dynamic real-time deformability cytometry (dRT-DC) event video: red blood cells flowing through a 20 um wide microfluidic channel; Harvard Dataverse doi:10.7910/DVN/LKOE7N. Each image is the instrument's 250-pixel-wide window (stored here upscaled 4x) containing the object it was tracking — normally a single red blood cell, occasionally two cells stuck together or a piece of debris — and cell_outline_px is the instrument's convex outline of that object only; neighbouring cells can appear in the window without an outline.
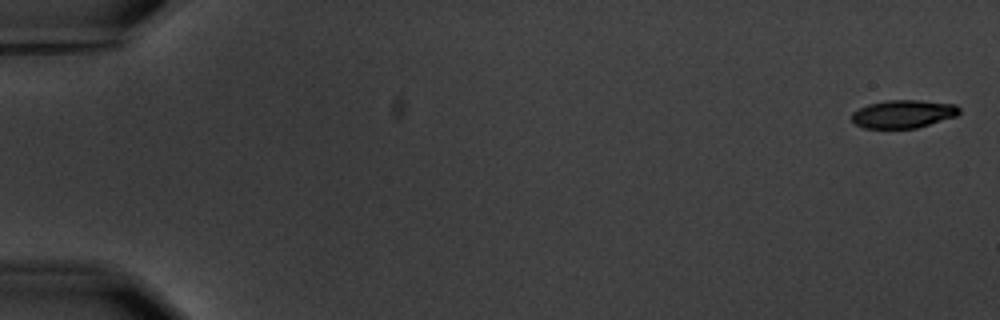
{"species": "common noctule bat (a hibernating species)", "species_latin": "Nyctalus noctula", "temperature_condition": "warm", "stored_images_in_passage": 6, "camera_frame_rate_fps": 3000, "um_per_image_px": 0.085, "animal": {"sex": "male", "body_mass_g": 20.1, "forearm_length_mm": 53.5}, "frame": {"image": 1, "passage_image": 1, "time_ms": 0.0, "image_size_px": [1000, 320], "cell_outline_px": [[960, 112], [956, 116], [916, 128], [864, 128], [856, 124], [852, 120], [852, 112], [868, 104], [888, 100], [920, 100], [956, 104], [960, 108]], "centroid_in_image_um": [76.79, 9.68], "position_along_channel_um": 8.2, "area_um2": 17.51}}